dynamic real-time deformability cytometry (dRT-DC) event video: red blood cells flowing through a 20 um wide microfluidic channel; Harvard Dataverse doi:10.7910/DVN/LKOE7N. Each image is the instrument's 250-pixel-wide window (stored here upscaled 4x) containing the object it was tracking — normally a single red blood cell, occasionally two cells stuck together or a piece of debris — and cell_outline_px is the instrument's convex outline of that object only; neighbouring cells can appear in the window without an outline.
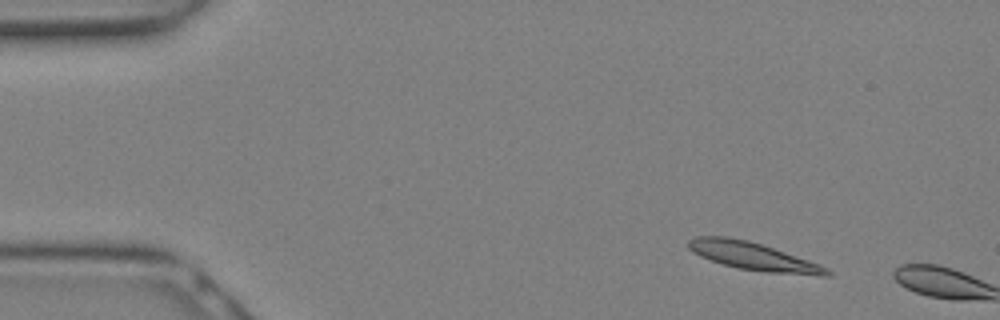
{"species": "Egyptian fruit bat (a non-hibernating species)", "species_latin": "Rousettus aegyptiacus", "temperature_condition": "warm", "stored_images_in_passage": 2, "camera_frame_rate_fps": 3000, "um_per_image_px": 0.085, "animal": {"sex": "female"}, "frame": {"image": 1, "passage_image": 1, "time_ms": 0.0, "image_size_px": [1000, 320], "cell_outline_px": [[832, 272], [828, 276], [820, 276], [764, 272], [736, 268], [700, 256], [692, 252], [688, 248], [688, 240], [696, 236], [728, 236], [748, 240], [820, 264], [828, 268]], "centroid_in_image_um": [64.02, 21.79], "position_along_channel_um": 21.0, "area_um2": 22.43}}